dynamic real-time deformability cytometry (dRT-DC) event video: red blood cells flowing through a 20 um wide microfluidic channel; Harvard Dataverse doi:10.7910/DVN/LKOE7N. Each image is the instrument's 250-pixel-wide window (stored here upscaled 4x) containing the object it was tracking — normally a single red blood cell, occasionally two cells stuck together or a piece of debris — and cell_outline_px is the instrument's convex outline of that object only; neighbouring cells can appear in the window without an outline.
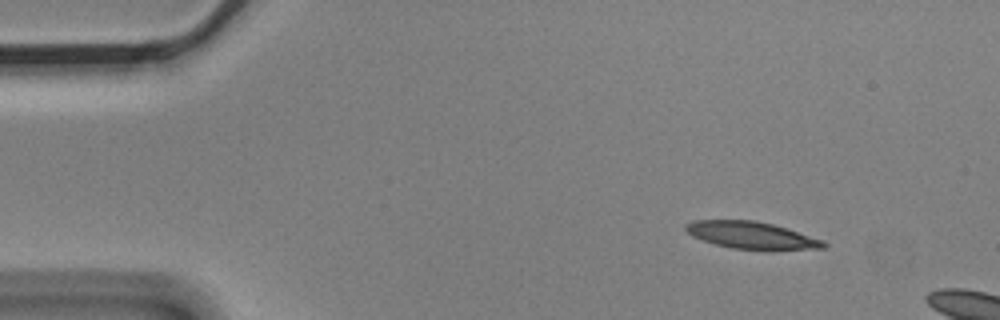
{"species": "Egyptian fruit bat (a non-hibernating species)", "species_latin": "Rousettus aegyptiacus", "temperature_condition": "cold", "stored_images_in_passage": 3, "camera_frame_rate_fps": 3000, "um_per_image_px": 0.085, "animal": {"sex": "male"}, "frame": {"image": 1, "passage_image": 1, "time_ms": 0.0, "image_size_px": [1000, 320], "cell_outline_px": [[828, 244], [824, 248], [772, 252], [732, 248], [716, 244], [692, 236], [684, 228], [684, 224], [692, 220], [756, 220], [772, 224], [824, 240]], "centroid_in_image_um": [63.93, 20.03], "position_along_channel_um": 21.1, "area_um2": 22.37}}